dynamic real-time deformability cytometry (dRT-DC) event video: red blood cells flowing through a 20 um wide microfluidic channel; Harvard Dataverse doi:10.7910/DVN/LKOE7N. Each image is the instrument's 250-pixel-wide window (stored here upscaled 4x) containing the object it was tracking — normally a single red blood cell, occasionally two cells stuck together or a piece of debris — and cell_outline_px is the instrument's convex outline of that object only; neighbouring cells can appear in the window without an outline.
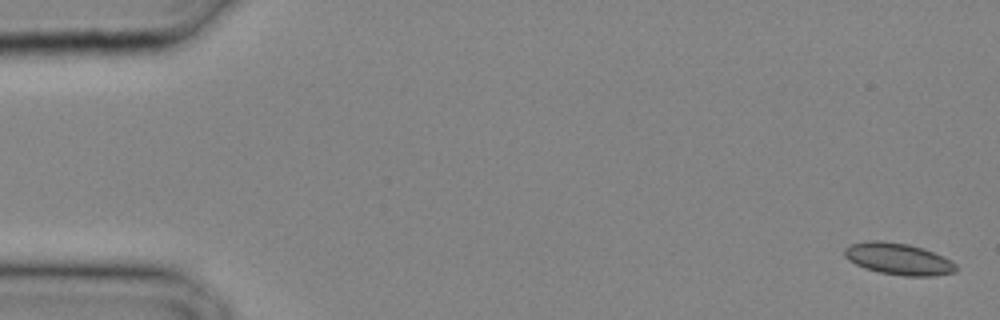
{"species": "common noctule bat (a hibernating species)", "species_latin": "Nyctalus noctula", "temperature_condition": "cold", "stored_images_in_passage": 7, "camera_frame_rate_fps": 3000, "um_per_image_px": 0.085, "animal": {"sex": "male", "body_mass_g": 20.4}, "frame": {"image": 1, "passage_image": 1, "time_ms": 0.0, "image_size_px": [1000, 320], "cell_outline_px": [[956, 272], [932, 276], [904, 276], [880, 272], [864, 268], [848, 260], [844, 256], [844, 248], [852, 244], [868, 240], [884, 240], [908, 244], [924, 248], [944, 256], [952, 260], [956, 264]], "centroid_in_image_um": [76.37, 22.0], "position_along_channel_um": 8.6, "area_um2": 20.81}}